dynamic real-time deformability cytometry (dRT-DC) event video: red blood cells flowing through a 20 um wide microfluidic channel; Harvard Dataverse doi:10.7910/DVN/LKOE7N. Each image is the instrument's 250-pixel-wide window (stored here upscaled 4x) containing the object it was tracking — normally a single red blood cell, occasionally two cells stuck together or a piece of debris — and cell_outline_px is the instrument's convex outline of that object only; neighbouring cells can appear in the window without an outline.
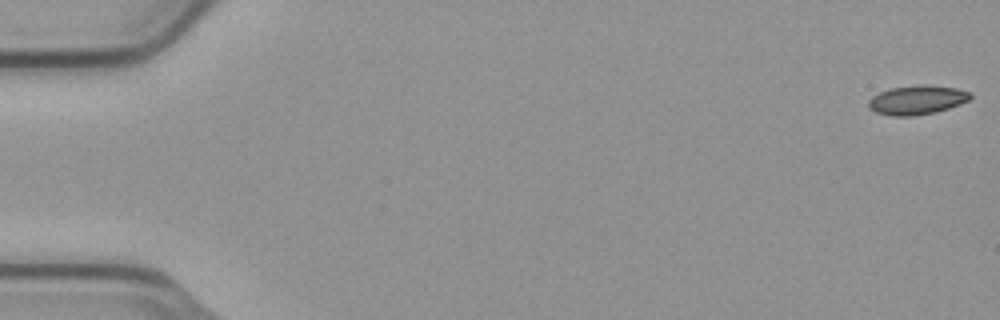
{"species": "common noctule bat (a hibernating species)", "species_latin": "Nyctalus noctula", "temperature_condition": "cold", "stored_images_in_passage": 55, "camera_frame_rate_fps": 3000, "um_per_image_px": 0.085, "animal": {"sex": "male", "body_mass_g": 23.1, "forearm_length_mm": 52.7}, "frame": {"image": 1, "passage_image": 1, "time_ms": 0.0, "image_size_px": [1000, 320], "cell_outline_px": [[972, 96], [968, 100], [960, 104], [936, 112], [912, 116], [892, 116], [876, 112], [868, 108], [868, 100], [872, 96], [888, 88], [920, 84], [924, 84], [956, 88], [972, 92]], "centroid_in_image_um": [77.93, 8.48], "position_along_channel_um": 7.1, "area_um2": 17.46}}
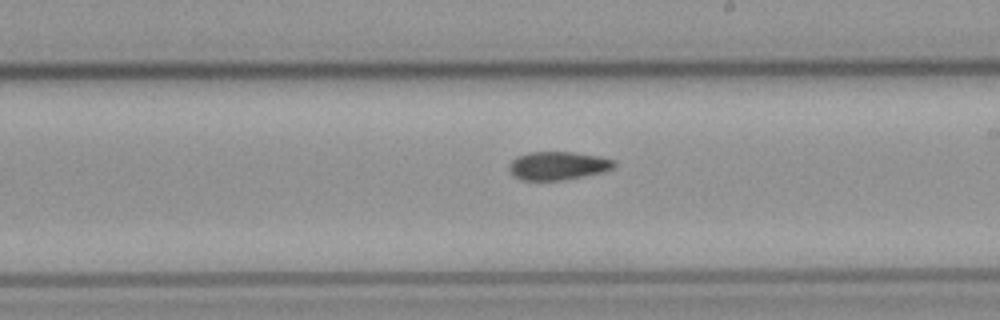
{"frame": {"image": 2, "passage_image": 32, "time_ms": 10.333, "image_size_px": [1000, 320], "cell_outline_px": [[616, 164], [612, 168], [600, 172], [560, 180], [520, 180], [512, 176], [508, 168], [508, 164], [516, 156], [528, 152], [576, 152], [600, 156], [616, 160]], "centroid_in_image_um": [47.37, 14.07], "position_along_channel_um": 241.6, "area_um2": 17.4}}
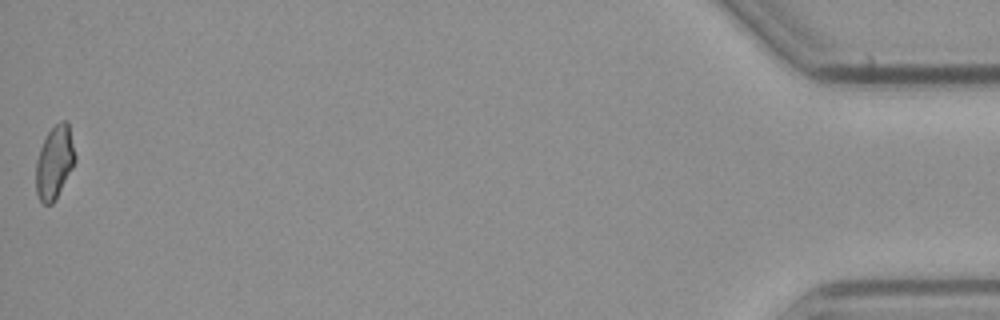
{"frame": {"image": 3, "passage_image": 55, "time_ms": 18.0, "image_size_px": [1000, 320], "cell_outline_px": [[76, 160], [56, 200], [52, 204], [44, 204], [40, 200], [36, 192], [36, 160], [40, 148], [48, 132], [60, 120], [68, 120], [76, 156]], "centroid_in_image_um": [4.64, 13.79], "position_along_channel_um": 430.6, "area_um2": 16.76}}